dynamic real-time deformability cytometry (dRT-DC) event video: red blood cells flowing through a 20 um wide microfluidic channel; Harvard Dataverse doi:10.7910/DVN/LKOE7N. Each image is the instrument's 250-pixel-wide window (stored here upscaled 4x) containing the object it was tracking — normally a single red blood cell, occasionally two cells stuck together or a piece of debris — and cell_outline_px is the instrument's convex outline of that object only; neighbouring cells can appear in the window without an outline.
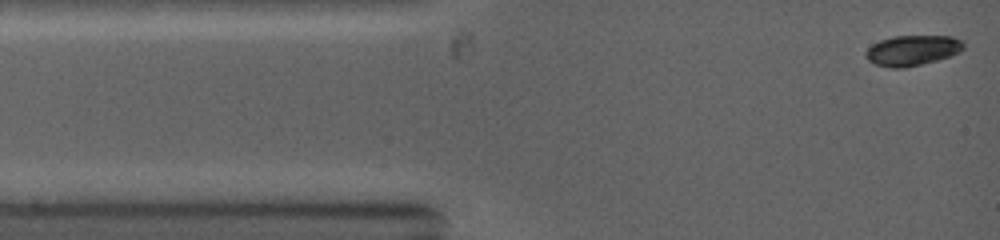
{"species": "common noctule bat (a hibernating species)", "species_latin": "Nyctalus noctula", "temperature_condition": "warm", "stored_images_in_passage": 34, "camera_frame_rate_fps": 5000, "um_per_image_px": 0.085, "animal": {"sex": "female", "body_mass_g": 19.0, "forearm_length_mm": 53.3}, "frame": {"image": 1, "passage_image": 1, "time_ms": 0.0, "image_size_px": [1000, 240], "cell_outline_px": [[964, 48], [960, 52], [936, 60], [904, 68], [892, 68], [876, 64], [868, 60], [864, 56], [864, 52], [872, 44], [880, 40], [892, 36], [952, 36], [964, 40]], "centroid_in_image_um": [77.54, 4.27], "position_along_channel_um": 7.5, "area_um2": 17.34}}
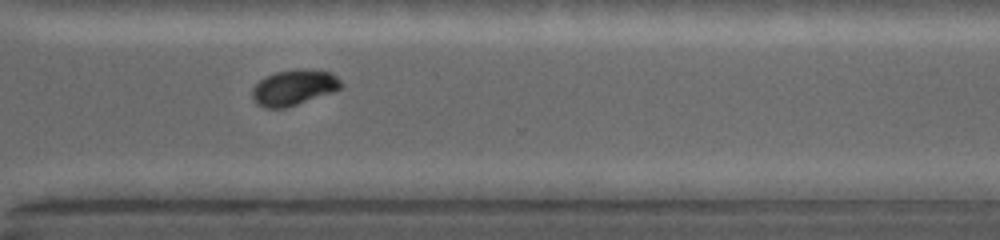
{"frame": {"image": 2, "passage_image": 27, "time_ms": 8.8, "image_size_px": [1000, 240], "cell_outline_px": [[344, 84], [340, 88], [332, 92], [284, 108], [264, 108], [256, 104], [252, 100], [252, 88], [260, 80], [276, 72], [296, 68], [304, 68], [332, 72]], "centroid_in_image_um": [24.97, 7.42], "position_along_channel_um": 345.6, "area_um2": 18.44}}
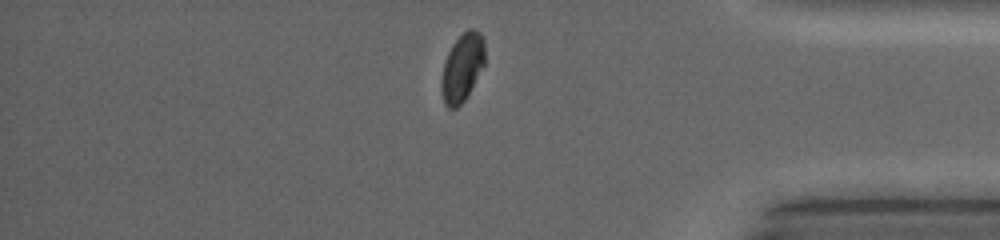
{"frame": {"image": 3, "passage_image": 32, "time_ms": 10.4, "image_size_px": [1000, 240], "cell_outline_px": [[484, 64], [464, 100], [456, 108], [448, 108], [444, 104], [440, 88], [440, 80], [444, 60], [452, 44], [468, 28], [472, 28], [480, 32], [484, 36]], "centroid_in_image_um": [39.26, 5.72], "position_along_channel_um": 395.9, "area_um2": 17.22}}